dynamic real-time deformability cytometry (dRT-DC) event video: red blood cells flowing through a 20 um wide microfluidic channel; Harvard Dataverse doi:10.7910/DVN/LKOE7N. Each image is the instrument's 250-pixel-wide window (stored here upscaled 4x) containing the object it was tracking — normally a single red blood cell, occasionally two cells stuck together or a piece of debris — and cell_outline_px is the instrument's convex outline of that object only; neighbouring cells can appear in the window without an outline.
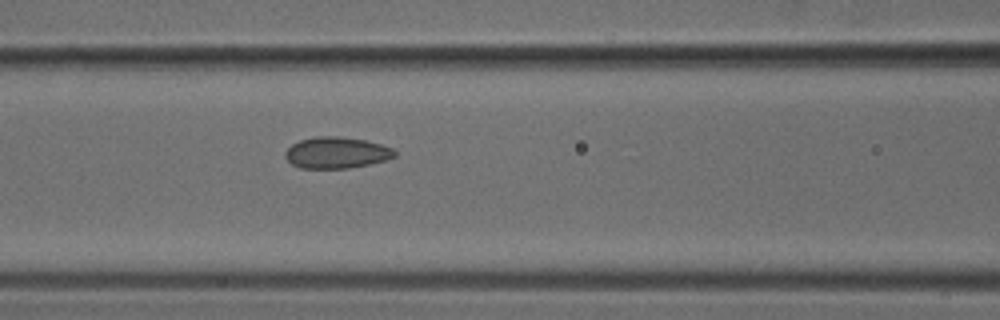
{"species": "common noctule bat (a hibernating species)", "species_latin": "Nyctalus noctula", "temperature_condition": "cold", "stored_images_in_passage": 6, "camera_frame_rate_fps": 3000, "um_per_image_px": 0.085, "animal": {"sex": "male", "body_mass_g": 18.8}, "frame": {"image": 1, "passage_image": 6, "time_ms": 1.667, "image_size_px": [1000, 320], "cell_outline_px": [[396, 156], [384, 160], [368, 164], [348, 168], [300, 168], [292, 164], [284, 156], [284, 152], [292, 144], [300, 140], [316, 136], [336, 136], [364, 140], [380, 144], [392, 148], [396, 152]], "centroid_in_image_um": [28.57, 12.98], "position_along_channel_um": 138.0, "area_um2": 19.83}}